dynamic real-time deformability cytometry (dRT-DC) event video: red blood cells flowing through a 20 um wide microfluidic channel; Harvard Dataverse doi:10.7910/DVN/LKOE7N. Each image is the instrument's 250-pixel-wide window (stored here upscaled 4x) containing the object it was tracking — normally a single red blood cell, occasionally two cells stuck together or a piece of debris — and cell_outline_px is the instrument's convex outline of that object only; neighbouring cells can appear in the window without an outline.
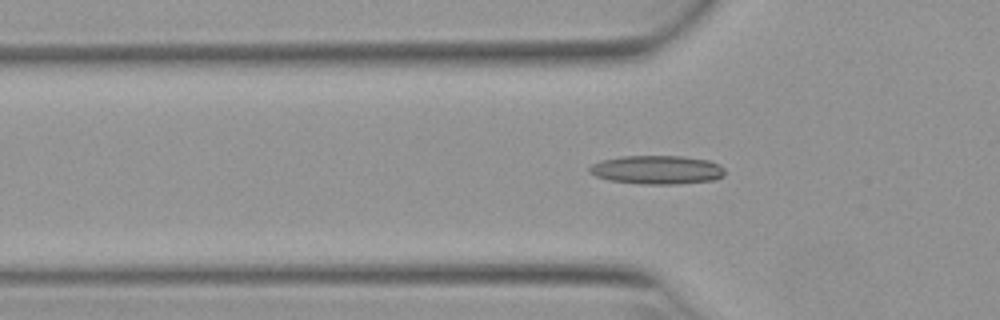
{"species": "Egyptian fruit bat (a non-hibernating species)", "species_latin": "Rousettus aegyptiacus", "temperature_condition": "warm", "stored_images_in_passage": 50, "camera_frame_rate_fps": 3000, "um_per_image_px": 0.085, "animal": {"sex": "female"}, "frame": {"image": 1, "passage_image": 15, "time_ms": 4.667, "image_size_px": [1000, 320], "cell_outline_px": [[724, 176], [712, 180], [676, 184], [644, 184], [608, 180], [596, 176], [588, 172], [588, 168], [592, 164], [600, 160], [620, 156], [684, 156], [708, 160], [720, 164], [724, 168]], "centroid_in_image_um": [55.83, 14.42], "position_along_channel_um": 70.0, "area_um2": 22.77}}
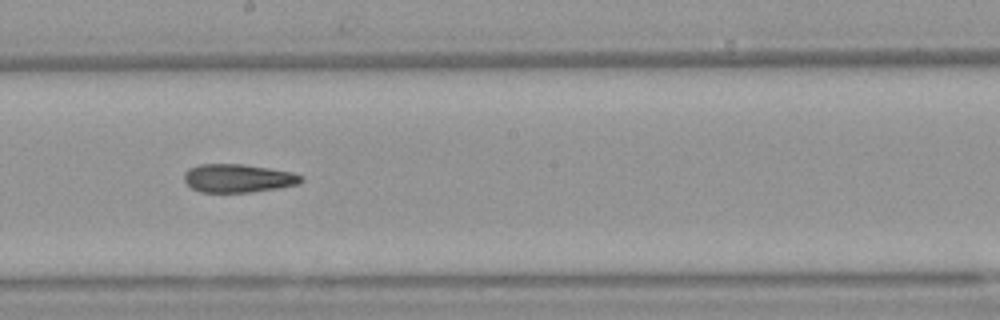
{"frame": {"image": 2, "passage_image": 27, "time_ms": 8.667, "image_size_px": [1000, 320], "cell_outline_px": [[304, 180], [300, 184], [280, 188], [252, 192], [200, 192], [192, 188], [184, 180], [184, 172], [188, 168], [200, 164], [244, 164], [292, 172], [304, 176]], "centroid_in_image_um": [20.27, 15.15], "position_along_channel_um": 227.9, "area_um2": 19.54}}
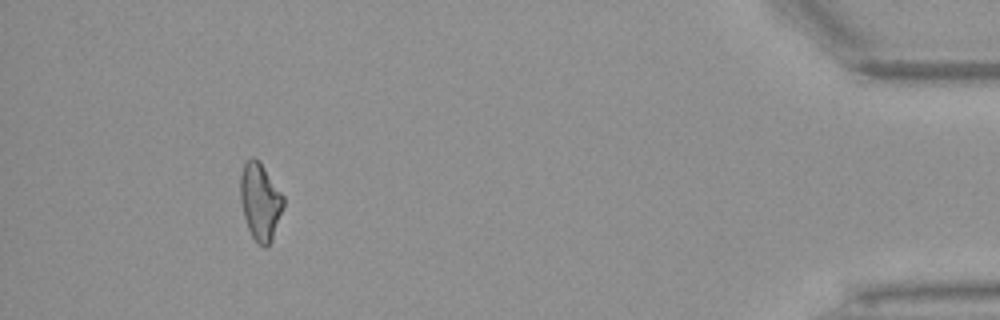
{"frame": {"image": 3, "passage_image": 46, "time_ms": 15.0, "image_size_px": [1000, 320], "cell_outline_px": [[284, 204], [272, 240], [264, 248], [252, 236], [248, 228], [244, 216], [240, 200], [240, 176], [244, 164], [252, 156], [260, 160], [284, 196]], "centroid_in_image_um": [22.12, 17.09], "position_along_channel_um": 413.1, "area_um2": 19.31}, "authors_computed_cell_mechanics": {"area_um2": 19.7965, "velocity_mm_per_s": 3.952, "shape_relaxation_time_tau1_ms": null, "shape_relaxation_time_tau2_ms": 5.7557, "deformation_change_tau1": null, "deformation_change_tau2": 0.1739}}